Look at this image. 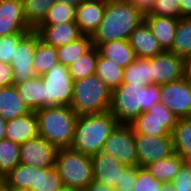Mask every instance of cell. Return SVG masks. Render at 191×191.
Here are the masks:
<instances>
[{
    "label": "cell",
    "instance_id": "6da1fadb",
    "mask_svg": "<svg viewBox=\"0 0 191 191\" xmlns=\"http://www.w3.org/2000/svg\"><path fill=\"white\" fill-rule=\"evenodd\" d=\"M143 20L144 16L126 0H105L103 19L91 36L92 46L128 40Z\"/></svg>",
    "mask_w": 191,
    "mask_h": 191
},
{
    "label": "cell",
    "instance_id": "7a4b0ae2",
    "mask_svg": "<svg viewBox=\"0 0 191 191\" xmlns=\"http://www.w3.org/2000/svg\"><path fill=\"white\" fill-rule=\"evenodd\" d=\"M160 85L122 83L111 91L109 111L118 124L132 123L140 113L159 103Z\"/></svg>",
    "mask_w": 191,
    "mask_h": 191
},
{
    "label": "cell",
    "instance_id": "3957f363",
    "mask_svg": "<svg viewBox=\"0 0 191 191\" xmlns=\"http://www.w3.org/2000/svg\"><path fill=\"white\" fill-rule=\"evenodd\" d=\"M117 124L110 111L78 116L70 149L89 156L95 155L103 148Z\"/></svg>",
    "mask_w": 191,
    "mask_h": 191
},
{
    "label": "cell",
    "instance_id": "277c9868",
    "mask_svg": "<svg viewBox=\"0 0 191 191\" xmlns=\"http://www.w3.org/2000/svg\"><path fill=\"white\" fill-rule=\"evenodd\" d=\"M39 136L57 150L70 148L78 116L69 106H49L35 111Z\"/></svg>",
    "mask_w": 191,
    "mask_h": 191
},
{
    "label": "cell",
    "instance_id": "5b68a950",
    "mask_svg": "<svg viewBox=\"0 0 191 191\" xmlns=\"http://www.w3.org/2000/svg\"><path fill=\"white\" fill-rule=\"evenodd\" d=\"M72 90L69 107L77 116L109 111L111 90L95 74L73 81Z\"/></svg>",
    "mask_w": 191,
    "mask_h": 191
},
{
    "label": "cell",
    "instance_id": "8992f818",
    "mask_svg": "<svg viewBox=\"0 0 191 191\" xmlns=\"http://www.w3.org/2000/svg\"><path fill=\"white\" fill-rule=\"evenodd\" d=\"M55 167L64 187L74 191H85L93 182L91 156L70 148L58 149Z\"/></svg>",
    "mask_w": 191,
    "mask_h": 191
},
{
    "label": "cell",
    "instance_id": "52a82bcc",
    "mask_svg": "<svg viewBox=\"0 0 191 191\" xmlns=\"http://www.w3.org/2000/svg\"><path fill=\"white\" fill-rule=\"evenodd\" d=\"M40 77L43 81L44 107L70 106L73 79L67 66L58 63Z\"/></svg>",
    "mask_w": 191,
    "mask_h": 191
},
{
    "label": "cell",
    "instance_id": "ba28073f",
    "mask_svg": "<svg viewBox=\"0 0 191 191\" xmlns=\"http://www.w3.org/2000/svg\"><path fill=\"white\" fill-rule=\"evenodd\" d=\"M178 119L170 109L165 108L161 103H157L147 111L140 113L130 125L134 134L163 136L171 135Z\"/></svg>",
    "mask_w": 191,
    "mask_h": 191
},
{
    "label": "cell",
    "instance_id": "9c48e42d",
    "mask_svg": "<svg viewBox=\"0 0 191 191\" xmlns=\"http://www.w3.org/2000/svg\"><path fill=\"white\" fill-rule=\"evenodd\" d=\"M102 149L123 165L138 167L135 134L130 124H117Z\"/></svg>",
    "mask_w": 191,
    "mask_h": 191
},
{
    "label": "cell",
    "instance_id": "30bf717a",
    "mask_svg": "<svg viewBox=\"0 0 191 191\" xmlns=\"http://www.w3.org/2000/svg\"><path fill=\"white\" fill-rule=\"evenodd\" d=\"M178 118L191 117V81L180 79L160 85V99Z\"/></svg>",
    "mask_w": 191,
    "mask_h": 191
},
{
    "label": "cell",
    "instance_id": "8fae6325",
    "mask_svg": "<svg viewBox=\"0 0 191 191\" xmlns=\"http://www.w3.org/2000/svg\"><path fill=\"white\" fill-rule=\"evenodd\" d=\"M135 147L138 167L143 168L174 153L171 135L149 136L135 134Z\"/></svg>",
    "mask_w": 191,
    "mask_h": 191
},
{
    "label": "cell",
    "instance_id": "7c38bea8",
    "mask_svg": "<svg viewBox=\"0 0 191 191\" xmlns=\"http://www.w3.org/2000/svg\"><path fill=\"white\" fill-rule=\"evenodd\" d=\"M39 39V34L31 30L19 41L14 58L10 62L13 70V85L36 76L33 70V57Z\"/></svg>",
    "mask_w": 191,
    "mask_h": 191
},
{
    "label": "cell",
    "instance_id": "4fadbf2b",
    "mask_svg": "<svg viewBox=\"0 0 191 191\" xmlns=\"http://www.w3.org/2000/svg\"><path fill=\"white\" fill-rule=\"evenodd\" d=\"M152 85H162L184 78L183 57L164 51L150 57Z\"/></svg>",
    "mask_w": 191,
    "mask_h": 191
},
{
    "label": "cell",
    "instance_id": "5bb4252c",
    "mask_svg": "<svg viewBox=\"0 0 191 191\" xmlns=\"http://www.w3.org/2000/svg\"><path fill=\"white\" fill-rule=\"evenodd\" d=\"M56 153L52 144L37 136L20 145V163L38 168L54 167Z\"/></svg>",
    "mask_w": 191,
    "mask_h": 191
},
{
    "label": "cell",
    "instance_id": "9a60e30c",
    "mask_svg": "<svg viewBox=\"0 0 191 191\" xmlns=\"http://www.w3.org/2000/svg\"><path fill=\"white\" fill-rule=\"evenodd\" d=\"M93 181L111 188H115L120 183L121 170L126 166L110 156L103 149L91 156Z\"/></svg>",
    "mask_w": 191,
    "mask_h": 191
},
{
    "label": "cell",
    "instance_id": "2e32d148",
    "mask_svg": "<svg viewBox=\"0 0 191 191\" xmlns=\"http://www.w3.org/2000/svg\"><path fill=\"white\" fill-rule=\"evenodd\" d=\"M31 30L24 18L22 0L0 2V37Z\"/></svg>",
    "mask_w": 191,
    "mask_h": 191
},
{
    "label": "cell",
    "instance_id": "e0dca14e",
    "mask_svg": "<svg viewBox=\"0 0 191 191\" xmlns=\"http://www.w3.org/2000/svg\"><path fill=\"white\" fill-rule=\"evenodd\" d=\"M105 11V0H83L76 8L75 23L83 35L92 36Z\"/></svg>",
    "mask_w": 191,
    "mask_h": 191
},
{
    "label": "cell",
    "instance_id": "ac0fdd59",
    "mask_svg": "<svg viewBox=\"0 0 191 191\" xmlns=\"http://www.w3.org/2000/svg\"><path fill=\"white\" fill-rule=\"evenodd\" d=\"M37 136L38 120L35 111L6 122L5 139L13 143L21 145Z\"/></svg>",
    "mask_w": 191,
    "mask_h": 191
},
{
    "label": "cell",
    "instance_id": "d6986e66",
    "mask_svg": "<svg viewBox=\"0 0 191 191\" xmlns=\"http://www.w3.org/2000/svg\"><path fill=\"white\" fill-rule=\"evenodd\" d=\"M35 31L43 42L56 48L66 45L83 35L75 22L59 25H39Z\"/></svg>",
    "mask_w": 191,
    "mask_h": 191
},
{
    "label": "cell",
    "instance_id": "ffe728a7",
    "mask_svg": "<svg viewBox=\"0 0 191 191\" xmlns=\"http://www.w3.org/2000/svg\"><path fill=\"white\" fill-rule=\"evenodd\" d=\"M128 42L137 58H150L164 52L144 20L130 34Z\"/></svg>",
    "mask_w": 191,
    "mask_h": 191
},
{
    "label": "cell",
    "instance_id": "44dd1931",
    "mask_svg": "<svg viewBox=\"0 0 191 191\" xmlns=\"http://www.w3.org/2000/svg\"><path fill=\"white\" fill-rule=\"evenodd\" d=\"M144 21L157 38L163 51H170L178 19L166 16L146 15Z\"/></svg>",
    "mask_w": 191,
    "mask_h": 191
},
{
    "label": "cell",
    "instance_id": "7402d4cb",
    "mask_svg": "<svg viewBox=\"0 0 191 191\" xmlns=\"http://www.w3.org/2000/svg\"><path fill=\"white\" fill-rule=\"evenodd\" d=\"M31 112L19 96L14 85L0 88V115L6 120H12Z\"/></svg>",
    "mask_w": 191,
    "mask_h": 191
},
{
    "label": "cell",
    "instance_id": "603a6c76",
    "mask_svg": "<svg viewBox=\"0 0 191 191\" xmlns=\"http://www.w3.org/2000/svg\"><path fill=\"white\" fill-rule=\"evenodd\" d=\"M99 54L106 58L111 59L121 68L125 69L137 57L128 40H114L101 44L97 47Z\"/></svg>",
    "mask_w": 191,
    "mask_h": 191
},
{
    "label": "cell",
    "instance_id": "cb8c5ba5",
    "mask_svg": "<svg viewBox=\"0 0 191 191\" xmlns=\"http://www.w3.org/2000/svg\"><path fill=\"white\" fill-rule=\"evenodd\" d=\"M14 86L31 111L44 108L43 81L40 76H34Z\"/></svg>",
    "mask_w": 191,
    "mask_h": 191
},
{
    "label": "cell",
    "instance_id": "d4e9b609",
    "mask_svg": "<svg viewBox=\"0 0 191 191\" xmlns=\"http://www.w3.org/2000/svg\"><path fill=\"white\" fill-rule=\"evenodd\" d=\"M183 163L184 160L182 157L173 153L171 156L155 161L154 163L147 165L145 168L155 179L163 184H167L172 183Z\"/></svg>",
    "mask_w": 191,
    "mask_h": 191
},
{
    "label": "cell",
    "instance_id": "484cf974",
    "mask_svg": "<svg viewBox=\"0 0 191 191\" xmlns=\"http://www.w3.org/2000/svg\"><path fill=\"white\" fill-rule=\"evenodd\" d=\"M174 153L183 160L191 156V117L179 118L171 132Z\"/></svg>",
    "mask_w": 191,
    "mask_h": 191
},
{
    "label": "cell",
    "instance_id": "4316f807",
    "mask_svg": "<svg viewBox=\"0 0 191 191\" xmlns=\"http://www.w3.org/2000/svg\"><path fill=\"white\" fill-rule=\"evenodd\" d=\"M95 75L112 91L123 83V68L98 54Z\"/></svg>",
    "mask_w": 191,
    "mask_h": 191
},
{
    "label": "cell",
    "instance_id": "83f0119b",
    "mask_svg": "<svg viewBox=\"0 0 191 191\" xmlns=\"http://www.w3.org/2000/svg\"><path fill=\"white\" fill-rule=\"evenodd\" d=\"M123 83L152 85L150 58H136L123 69Z\"/></svg>",
    "mask_w": 191,
    "mask_h": 191
},
{
    "label": "cell",
    "instance_id": "f1b7e54d",
    "mask_svg": "<svg viewBox=\"0 0 191 191\" xmlns=\"http://www.w3.org/2000/svg\"><path fill=\"white\" fill-rule=\"evenodd\" d=\"M34 167L19 163L6 176L3 183L11 191H30L33 185Z\"/></svg>",
    "mask_w": 191,
    "mask_h": 191
},
{
    "label": "cell",
    "instance_id": "f546056e",
    "mask_svg": "<svg viewBox=\"0 0 191 191\" xmlns=\"http://www.w3.org/2000/svg\"><path fill=\"white\" fill-rule=\"evenodd\" d=\"M91 47V36L82 35L80 38L56 48L58 62L68 67Z\"/></svg>",
    "mask_w": 191,
    "mask_h": 191
},
{
    "label": "cell",
    "instance_id": "4dcf8cb0",
    "mask_svg": "<svg viewBox=\"0 0 191 191\" xmlns=\"http://www.w3.org/2000/svg\"><path fill=\"white\" fill-rule=\"evenodd\" d=\"M58 63L56 47L48 45L39 39L33 57V70L35 75L41 76Z\"/></svg>",
    "mask_w": 191,
    "mask_h": 191
},
{
    "label": "cell",
    "instance_id": "1f68e13d",
    "mask_svg": "<svg viewBox=\"0 0 191 191\" xmlns=\"http://www.w3.org/2000/svg\"><path fill=\"white\" fill-rule=\"evenodd\" d=\"M180 57L191 54V17L178 19L171 50Z\"/></svg>",
    "mask_w": 191,
    "mask_h": 191
},
{
    "label": "cell",
    "instance_id": "d6a6232c",
    "mask_svg": "<svg viewBox=\"0 0 191 191\" xmlns=\"http://www.w3.org/2000/svg\"><path fill=\"white\" fill-rule=\"evenodd\" d=\"M61 177L56 167H34L33 185L30 191H58L63 188Z\"/></svg>",
    "mask_w": 191,
    "mask_h": 191
},
{
    "label": "cell",
    "instance_id": "836d02e7",
    "mask_svg": "<svg viewBox=\"0 0 191 191\" xmlns=\"http://www.w3.org/2000/svg\"><path fill=\"white\" fill-rule=\"evenodd\" d=\"M98 49L92 46L77 60L68 66V70L73 81L81 80L87 76L95 74Z\"/></svg>",
    "mask_w": 191,
    "mask_h": 191
},
{
    "label": "cell",
    "instance_id": "e575fe53",
    "mask_svg": "<svg viewBox=\"0 0 191 191\" xmlns=\"http://www.w3.org/2000/svg\"><path fill=\"white\" fill-rule=\"evenodd\" d=\"M56 0H22L23 14L27 24L35 30L45 19Z\"/></svg>",
    "mask_w": 191,
    "mask_h": 191
},
{
    "label": "cell",
    "instance_id": "d590c367",
    "mask_svg": "<svg viewBox=\"0 0 191 191\" xmlns=\"http://www.w3.org/2000/svg\"><path fill=\"white\" fill-rule=\"evenodd\" d=\"M76 8L65 2L56 0L49 8L48 13L40 25H59L62 23L75 22Z\"/></svg>",
    "mask_w": 191,
    "mask_h": 191
},
{
    "label": "cell",
    "instance_id": "8d00e7d4",
    "mask_svg": "<svg viewBox=\"0 0 191 191\" xmlns=\"http://www.w3.org/2000/svg\"><path fill=\"white\" fill-rule=\"evenodd\" d=\"M20 145L10 140H0V174L6 176L20 163Z\"/></svg>",
    "mask_w": 191,
    "mask_h": 191
},
{
    "label": "cell",
    "instance_id": "74e56055",
    "mask_svg": "<svg viewBox=\"0 0 191 191\" xmlns=\"http://www.w3.org/2000/svg\"><path fill=\"white\" fill-rule=\"evenodd\" d=\"M163 183L155 179L146 168L136 167L133 191H160Z\"/></svg>",
    "mask_w": 191,
    "mask_h": 191
},
{
    "label": "cell",
    "instance_id": "f35d334b",
    "mask_svg": "<svg viewBox=\"0 0 191 191\" xmlns=\"http://www.w3.org/2000/svg\"><path fill=\"white\" fill-rule=\"evenodd\" d=\"M27 33H16L0 37V62L10 64L14 58L15 49L18 47L19 41Z\"/></svg>",
    "mask_w": 191,
    "mask_h": 191
},
{
    "label": "cell",
    "instance_id": "ab89813d",
    "mask_svg": "<svg viewBox=\"0 0 191 191\" xmlns=\"http://www.w3.org/2000/svg\"><path fill=\"white\" fill-rule=\"evenodd\" d=\"M149 15L180 19L182 17L179 0H155L154 7Z\"/></svg>",
    "mask_w": 191,
    "mask_h": 191
},
{
    "label": "cell",
    "instance_id": "60d3db41",
    "mask_svg": "<svg viewBox=\"0 0 191 191\" xmlns=\"http://www.w3.org/2000/svg\"><path fill=\"white\" fill-rule=\"evenodd\" d=\"M175 191H191V169L184 162L172 181Z\"/></svg>",
    "mask_w": 191,
    "mask_h": 191
},
{
    "label": "cell",
    "instance_id": "b9f144b4",
    "mask_svg": "<svg viewBox=\"0 0 191 191\" xmlns=\"http://www.w3.org/2000/svg\"><path fill=\"white\" fill-rule=\"evenodd\" d=\"M136 179V167L126 166L121 170V179L115 191H133V185Z\"/></svg>",
    "mask_w": 191,
    "mask_h": 191
},
{
    "label": "cell",
    "instance_id": "7bdbcfd3",
    "mask_svg": "<svg viewBox=\"0 0 191 191\" xmlns=\"http://www.w3.org/2000/svg\"><path fill=\"white\" fill-rule=\"evenodd\" d=\"M13 85V70L10 64L0 62V88Z\"/></svg>",
    "mask_w": 191,
    "mask_h": 191
},
{
    "label": "cell",
    "instance_id": "ee69618b",
    "mask_svg": "<svg viewBox=\"0 0 191 191\" xmlns=\"http://www.w3.org/2000/svg\"><path fill=\"white\" fill-rule=\"evenodd\" d=\"M131 3L143 16L149 15L154 7L155 0H126Z\"/></svg>",
    "mask_w": 191,
    "mask_h": 191
},
{
    "label": "cell",
    "instance_id": "f6af8a7d",
    "mask_svg": "<svg viewBox=\"0 0 191 191\" xmlns=\"http://www.w3.org/2000/svg\"><path fill=\"white\" fill-rule=\"evenodd\" d=\"M184 79L191 81V54L183 57Z\"/></svg>",
    "mask_w": 191,
    "mask_h": 191
},
{
    "label": "cell",
    "instance_id": "bcb514c9",
    "mask_svg": "<svg viewBox=\"0 0 191 191\" xmlns=\"http://www.w3.org/2000/svg\"><path fill=\"white\" fill-rule=\"evenodd\" d=\"M181 17H191V0H179Z\"/></svg>",
    "mask_w": 191,
    "mask_h": 191
},
{
    "label": "cell",
    "instance_id": "7dc6e473",
    "mask_svg": "<svg viewBox=\"0 0 191 191\" xmlns=\"http://www.w3.org/2000/svg\"><path fill=\"white\" fill-rule=\"evenodd\" d=\"M85 191H115V188L107 187V186H102L96 182H92L86 189Z\"/></svg>",
    "mask_w": 191,
    "mask_h": 191
},
{
    "label": "cell",
    "instance_id": "c3c4849f",
    "mask_svg": "<svg viewBox=\"0 0 191 191\" xmlns=\"http://www.w3.org/2000/svg\"><path fill=\"white\" fill-rule=\"evenodd\" d=\"M6 120L0 115V140L5 139Z\"/></svg>",
    "mask_w": 191,
    "mask_h": 191
},
{
    "label": "cell",
    "instance_id": "681fc988",
    "mask_svg": "<svg viewBox=\"0 0 191 191\" xmlns=\"http://www.w3.org/2000/svg\"><path fill=\"white\" fill-rule=\"evenodd\" d=\"M65 2L69 6L77 7L83 0H60Z\"/></svg>",
    "mask_w": 191,
    "mask_h": 191
},
{
    "label": "cell",
    "instance_id": "f907efd6",
    "mask_svg": "<svg viewBox=\"0 0 191 191\" xmlns=\"http://www.w3.org/2000/svg\"><path fill=\"white\" fill-rule=\"evenodd\" d=\"M160 191H175L172 183L163 184Z\"/></svg>",
    "mask_w": 191,
    "mask_h": 191
},
{
    "label": "cell",
    "instance_id": "816d5d0a",
    "mask_svg": "<svg viewBox=\"0 0 191 191\" xmlns=\"http://www.w3.org/2000/svg\"><path fill=\"white\" fill-rule=\"evenodd\" d=\"M0 191H11L4 183L0 185Z\"/></svg>",
    "mask_w": 191,
    "mask_h": 191
},
{
    "label": "cell",
    "instance_id": "f5cc1de1",
    "mask_svg": "<svg viewBox=\"0 0 191 191\" xmlns=\"http://www.w3.org/2000/svg\"><path fill=\"white\" fill-rule=\"evenodd\" d=\"M184 162L191 169V156L189 158H187L186 160H184Z\"/></svg>",
    "mask_w": 191,
    "mask_h": 191
},
{
    "label": "cell",
    "instance_id": "db71d44e",
    "mask_svg": "<svg viewBox=\"0 0 191 191\" xmlns=\"http://www.w3.org/2000/svg\"><path fill=\"white\" fill-rule=\"evenodd\" d=\"M58 191H74V190H70L69 188L63 187V188H61V189L58 190Z\"/></svg>",
    "mask_w": 191,
    "mask_h": 191
},
{
    "label": "cell",
    "instance_id": "11a10c76",
    "mask_svg": "<svg viewBox=\"0 0 191 191\" xmlns=\"http://www.w3.org/2000/svg\"><path fill=\"white\" fill-rule=\"evenodd\" d=\"M3 184V176L0 174V185Z\"/></svg>",
    "mask_w": 191,
    "mask_h": 191
},
{
    "label": "cell",
    "instance_id": "9f6ffc18",
    "mask_svg": "<svg viewBox=\"0 0 191 191\" xmlns=\"http://www.w3.org/2000/svg\"><path fill=\"white\" fill-rule=\"evenodd\" d=\"M5 1H11V0H0V2H5Z\"/></svg>",
    "mask_w": 191,
    "mask_h": 191
}]
</instances>
